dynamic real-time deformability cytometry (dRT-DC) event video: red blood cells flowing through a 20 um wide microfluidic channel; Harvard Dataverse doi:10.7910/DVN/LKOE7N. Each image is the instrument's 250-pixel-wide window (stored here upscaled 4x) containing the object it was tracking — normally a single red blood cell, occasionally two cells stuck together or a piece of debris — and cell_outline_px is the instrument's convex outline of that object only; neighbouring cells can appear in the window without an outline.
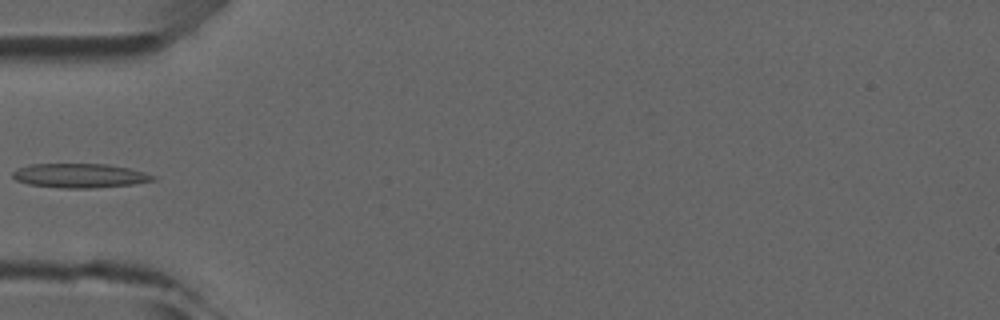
{"species": "common noctule bat (a hibernating species)", "species_latin": "Nyctalus noctula", "temperature_condition": "room temperature", "stored_images_in_passage": 5, "camera_frame_rate_fps": 3000, "um_per_image_px": 0.085, "animal": {"sex": "male", "forearm_length_mm": 52.5}, "frame": {"image": 1, "passage_image": 4, "time_ms": 4.333, "image_size_px": [1000, 320], "cell_outline_px": [[156, 180], [136, 184], [96, 188], [60, 188], [28, 184], [16, 180], [12, 176], [12, 172], [16, 168], [28, 164], [108, 164], [128, 168], [144, 172], [156, 176]], "centroid_in_image_um": [6.78, 14.93], "position_along_channel_um": 78.2, "area_um2": 20.06}}
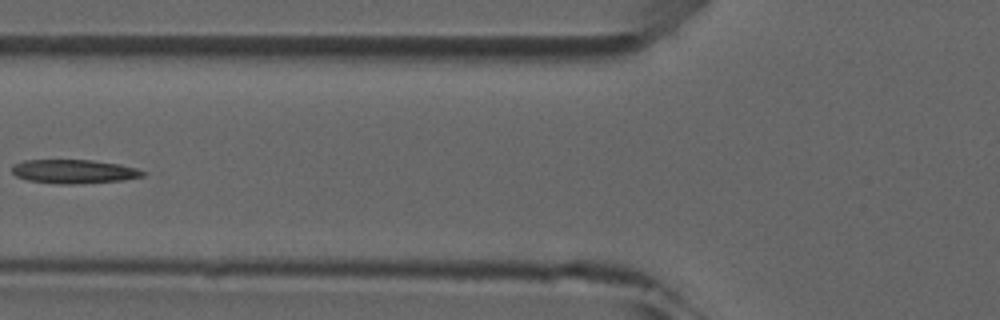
{"frame": {"image": 2, "passage_image": 5, "time_ms": 5.333, "image_size_px": [1000, 320], "cell_outline_px": [[148, 172], [144, 176], [124, 180], [72, 184], [60, 184], [28, 180], [16, 176], [12, 172], [12, 164], [24, 160], [92, 160], [120, 164], [136, 168]], "centroid_in_image_um": [6.3, 14.57], "position_along_channel_um": 119.5, "area_um2": 18.26}}